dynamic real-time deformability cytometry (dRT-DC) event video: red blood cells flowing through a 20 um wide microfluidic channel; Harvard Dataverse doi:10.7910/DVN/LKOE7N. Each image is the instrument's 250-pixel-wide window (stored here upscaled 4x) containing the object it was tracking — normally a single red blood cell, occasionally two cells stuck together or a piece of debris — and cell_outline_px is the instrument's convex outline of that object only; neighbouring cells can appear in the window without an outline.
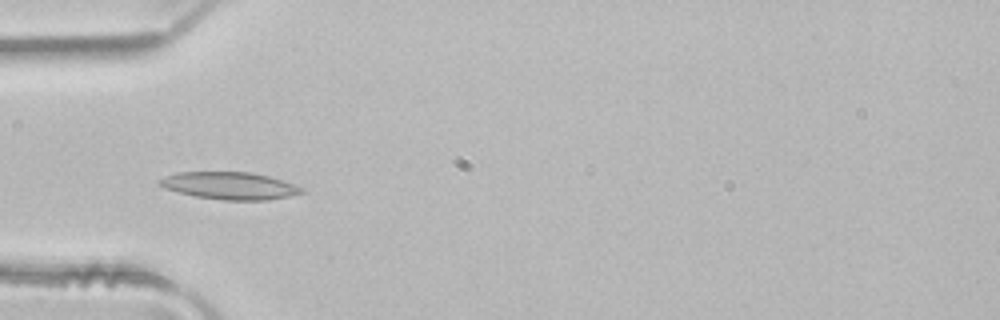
{"species": "common noctule bat (a hibernating species)", "species_latin": "Nyctalus noctula", "temperature_condition": "room temperature", "stored_images_in_passage": 3, "camera_frame_rate_fps": 3000, "um_per_image_px": 0.085, "animal": {"sex": "male", "body_mass_g": 21.5, "forearm_length_mm": 52.0}, "frame": {"image": 1, "passage_image": 3, "time_ms": 0.667, "image_size_px": [1000, 320], "cell_outline_px": [[308, 192], [268, 200], [224, 200], [196, 196], [164, 188], [160, 184], [160, 180], [176, 172], [252, 172], [268, 176], [304, 188]], "centroid_in_image_um": [19.58, 15.79], "position_along_channel_um": 65.4, "area_um2": 22.31}}